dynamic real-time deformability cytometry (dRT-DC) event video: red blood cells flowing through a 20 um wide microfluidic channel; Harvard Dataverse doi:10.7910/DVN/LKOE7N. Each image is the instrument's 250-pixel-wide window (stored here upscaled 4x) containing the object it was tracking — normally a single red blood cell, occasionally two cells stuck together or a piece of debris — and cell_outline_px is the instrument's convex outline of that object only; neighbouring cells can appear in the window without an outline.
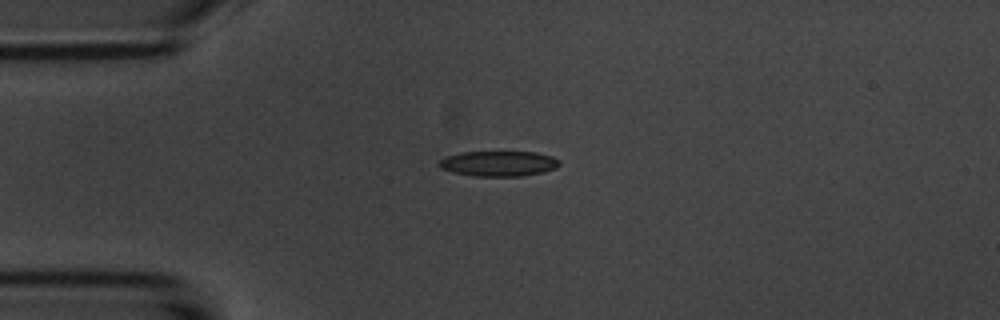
{"species": "common noctule bat (a hibernating species)", "species_latin": "Nyctalus noctula", "temperature_condition": "room temperature", "stored_images_in_passage": 5, "camera_frame_rate_fps": 3000, "um_per_image_px": 0.085, "animal": {"sex": "male", "body_mass_g": 20.1, "forearm_length_mm": 53.5}, "frame": {"image": 1, "passage_image": 1, "time_ms": 0.0, "image_size_px": [1000, 320], "cell_outline_px": [[560, 164], [556, 168], [544, 172], [520, 176], [472, 176], [452, 172], [440, 168], [440, 160], [444, 156], [460, 152], [536, 152], [552, 156], [560, 160]], "centroid_in_image_um": [42.39, 13.9], "position_along_channel_um": 42.6, "area_um2": 17.86}}
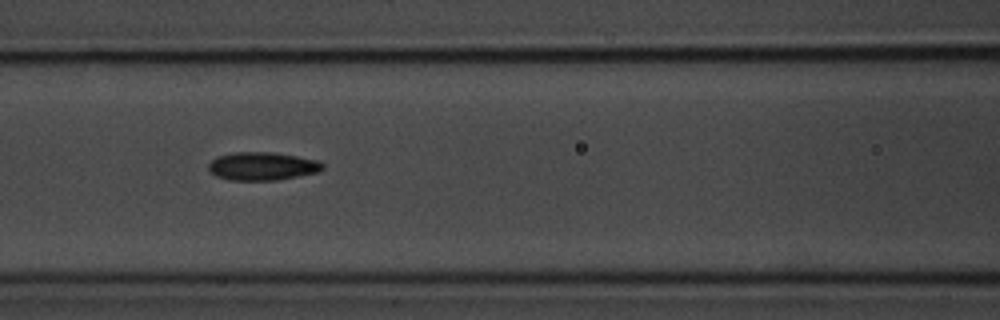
{"frame": {"image": 2, "passage_image": 4, "time_ms": 3.333, "image_size_px": [1000, 320], "cell_outline_px": [[324, 168], [316, 172], [276, 180], [228, 180], [216, 176], [208, 168], [208, 164], [216, 156], [232, 152], [276, 152], [320, 160], [324, 164]], "centroid_in_image_um": [22.29, 14.11], "position_along_channel_um": 144.3, "area_um2": 18.84}}
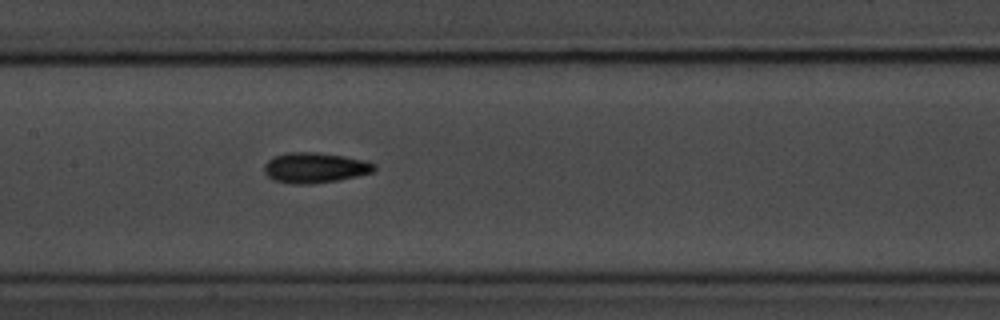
{"frame": {"image": 3, "passage_image": 5, "time_ms": 4.333, "image_size_px": [1000, 320], "cell_outline_px": [[376, 168], [372, 172], [340, 180], [312, 184], [292, 184], [272, 180], [264, 172], [264, 164], [272, 156], [284, 152], [316, 152], [344, 156], [368, 160], [376, 164]], "centroid_in_image_um": [26.75, 14.25], "position_along_channel_um": 180.6, "area_um2": 19.83}}